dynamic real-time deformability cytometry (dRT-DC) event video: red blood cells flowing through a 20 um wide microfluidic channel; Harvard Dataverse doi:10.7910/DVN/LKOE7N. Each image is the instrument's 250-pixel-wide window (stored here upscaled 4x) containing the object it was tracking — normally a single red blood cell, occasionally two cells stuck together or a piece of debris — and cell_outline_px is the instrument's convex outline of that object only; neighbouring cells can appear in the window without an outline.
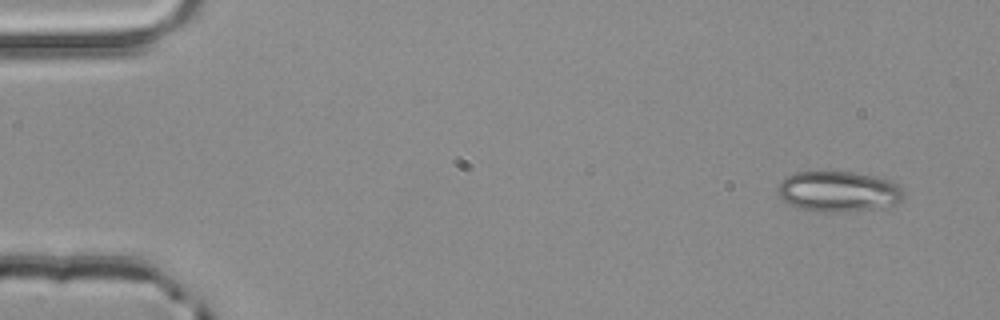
{"species": "common noctule bat (a hibernating species)", "species_latin": "Nyctalus noctula", "temperature_condition": "room temperature", "stored_images_in_passage": 3, "camera_frame_rate_fps": 3000, "um_per_image_px": 0.085, "animal": {"sex": "male", "body_mass_g": 20.4}, "frame": {"image": 1, "passage_image": 1, "time_ms": 0.0, "image_size_px": [1000, 320], "cell_outline_px": [[904, 196], [900, 200], [892, 204], [872, 208], [832, 212], [824, 212], [796, 208], [784, 200], [780, 196], [776, 188], [788, 176], [796, 172], [856, 172], [884, 176], [892, 180], [904, 192]], "centroid_in_image_um": [71.28, 16.25], "position_along_channel_um": 13.7, "area_um2": 29.54}}